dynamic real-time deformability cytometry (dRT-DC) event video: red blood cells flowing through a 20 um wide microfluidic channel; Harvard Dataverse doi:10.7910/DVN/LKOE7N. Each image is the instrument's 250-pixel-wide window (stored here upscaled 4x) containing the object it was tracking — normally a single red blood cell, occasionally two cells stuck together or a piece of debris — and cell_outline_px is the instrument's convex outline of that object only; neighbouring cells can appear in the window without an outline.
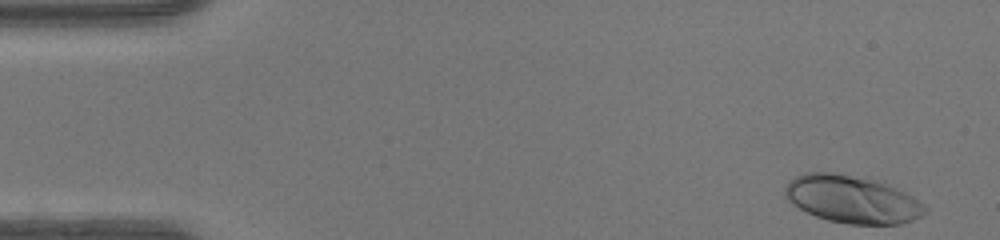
{"species": "human", "species_latin": "Homo sapiens", "temperature_condition": "warm", "stored_images_in_passage": 45, "camera_frame_rate_fps": 3000, "um_per_image_px": 0.085, "donor": {"sex": "female"}, "frame": {"image": 1, "passage_image": 1, "time_ms": 0.0, "image_size_px": [1000, 240], "cell_outline_px": [[928, 212], [912, 220], [900, 224], [848, 224], [828, 220], [816, 216], [792, 204], [784, 196], [784, 188], [788, 180], [804, 172], [832, 172], [884, 180], [912, 196], [924, 204], [928, 208]], "centroid_in_image_um": [72.44, 16.91], "position_along_channel_um": 12.6, "area_um2": 39.42}}
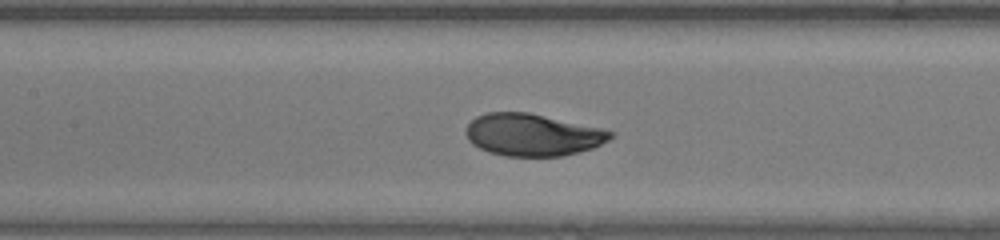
{"frame": {"image": 2, "passage_image": 20, "time_ms": 6.333, "image_size_px": [1000, 240], "cell_outline_px": [[616, 136], [592, 148], [564, 156], [504, 156], [488, 152], [472, 144], [468, 140], [464, 132], [468, 124], [476, 116], [488, 112], [528, 112], [600, 128], [616, 132]], "centroid_in_image_um": [45.25, 11.46], "position_along_channel_um": 162.1, "area_um2": 35.6}}
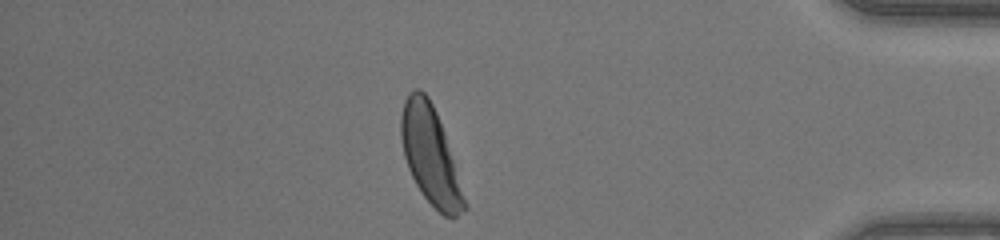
{"frame": {"image": 3, "passage_image": 39, "time_ms": 12.667, "image_size_px": [1000, 240], "cell_outline_px": [[468, 208], [456, 216], [444, 216], [420, 192], [408, 168], [404, 156], [400, 136], [400, 116], [404, 100], [408, 92], [416, 88], [420, 88], [428, 96], [436, 112], [444, 132], [468, 204]], "centroid_in_image_um": [36.57, 13.18], "position_along_channel_um": 398.6, "area_um2": 35.84}, "authors_computed_cell_mechanics": {"area_um2": 35.7782, "velocity_mm_per_s": 4.3668, "shape_relaxation_time_tau1_ms": 2.6727, "shape_relaxation_time_tau2_ms": null, "deformation_change_tau1": 0.1561, "deformation_change_tau2": null}}